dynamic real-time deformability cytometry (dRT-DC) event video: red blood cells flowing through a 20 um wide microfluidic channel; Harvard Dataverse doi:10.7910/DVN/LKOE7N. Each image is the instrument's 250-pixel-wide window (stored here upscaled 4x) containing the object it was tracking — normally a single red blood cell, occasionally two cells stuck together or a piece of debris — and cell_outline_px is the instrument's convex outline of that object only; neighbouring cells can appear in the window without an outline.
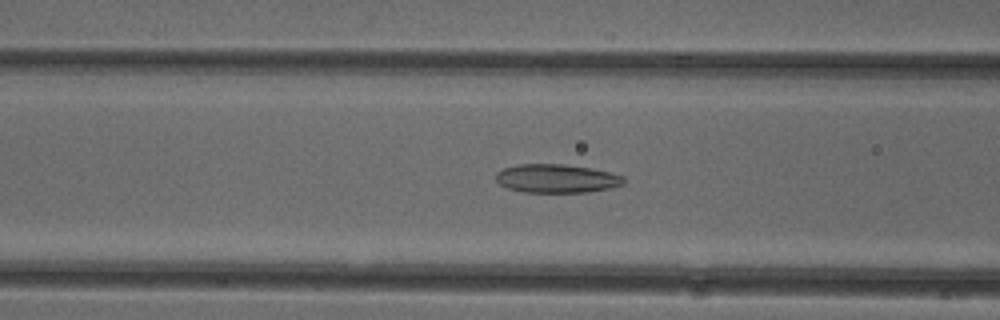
{"species": "common noctule bat (a hibernating species)", "species_latin": "Nyctalus noctula", "temperature_condition": "cold", "stored_images_in_passage": 50, "camera_frame_rate_fps": 3000, "um_per_image_px": 0.085, "animal": {"sex": "female"}, "frame": {"image": 1, "passage_image": 19, "time_ms": 6.0, "image_size_px": [1000, 320], "cell_outline_px": [[624, 184], [608, 188], [588, 192], [524, 192], [508, 188], [500, 184], [496, 180], [496, 172], [504, 168], [520, 164], [564, 164], [592, 168], [624, 176]], "centroid_in_image_um": [47.31, 15.17], "position_along_channel_um": 119.3, "area_um2": 21.21}}
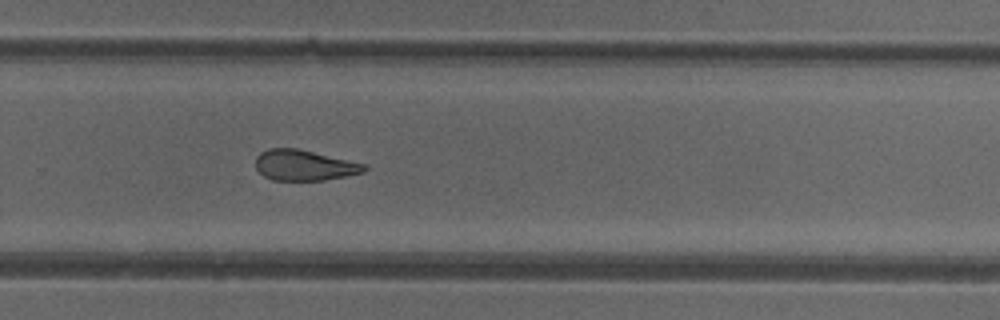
{"frame": {"image": 2, "passage_image": 33, "time_ms": 10.667, "image_size_px": [1000, 320], "cell_outline_px": [[368, 168], [364, 172], [324, 180], [272, 180], [264, 176], [256, 168], [256, 156], [260, 152], [268, 148], [296, 148], [364, 164]], "centroid_in_image_um": [25.81, 14.05], "position_along_channel_um": 304.0, "area_um2": 19.13}}
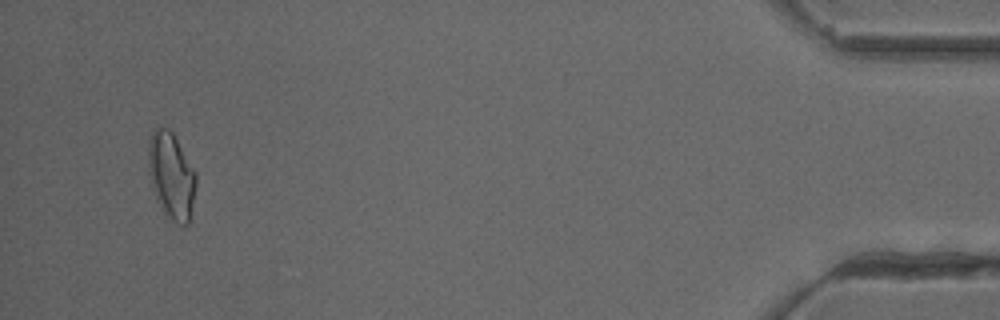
{"frame": {"image": 3, "passage_image": 48, "time_ms": 15.667, "image_size_px": [1000, 320], "cell_outline_px": [[196, 184], [188, 224], [176, 224], [164, 216], [156, 200], [152, 184], [148, 164], [148, 140], [152, 132], [156, 128], [168, 128], [172, 132], [196, 172]], "centroid_in_image_um": [14.55, 14.96], "position_along_channel_um": 420.7, "area_um2": 23.99}, "authors_computed_cell_mechanics": {"area_um2": 21.3571, "velocity_mm_per_s": 3.9671, "shape_relaxation_time_tau1_ms": 7.44, "shape_relaxation_time_tau2_ms": 3.4981, "deformation_change_tau1": 0.1581, "deformation_change_tau2": 0.1192}}